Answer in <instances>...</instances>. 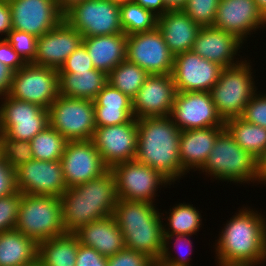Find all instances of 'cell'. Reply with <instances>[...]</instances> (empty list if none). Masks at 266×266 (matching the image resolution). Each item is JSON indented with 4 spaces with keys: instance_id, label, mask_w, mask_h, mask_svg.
Instances as JSON below:
<instances>
[{
    "instance_id": "cell-1",
    "label": "cell",
    "mask_w": 266,
    "mask_h": 266,
    "mask_svg": "<svg viewBox=\"0 0 266 266\" xmlns=\"http://www.w3.org/2000/svg\"><path fill=\"white\" fill-rule=\"evenodd\" d=\"M235 214L218 236L215 261L220 265H262L266 262V217L244 206Z\"/></svg>"
},
{
    "instance_id": "cell-2",
    "label": "cell",
    "mask_w": 266,
    "mask_h": 266,
    "mask_svg": "<svg viewBox=\"0 0 266 266\" xmlns=\"http://www.w3.org/2000/svg\"><path fill=\"white\" fill-rule=\"evenodd\" d=\"M137 127L136 161L158 171L171 184L187 174L179 158L181 130L170 116L141 118Z\"/></svg>"
},
{
    "instance_id": "cell-3",
    "label": "cell",
    "mask_w": 266,
    "mask_h": 266,
    "mask_svg": "<svg viewBox=\"0 0 266 266\" xmlns=\"http://www.w3.org/2000/svg\"><path fill=\"white\" fill-rule=\"evenodd\" d=\"M118 200L115 176L110 169L99 178L67 188L60 197L66 233L111 216Z\"/></svg>"
},
{
    "instance_id": "cell-4",
    "label": "cell",
    "mask_w": 266,
    "mask_h": 266,
    "mask_svg": "<svg viewBox=\"0 0 266 266\" xmlns=\"http://www.w3.org/2000/svg\"><path fill=\"white\" fill-rule=\"evenodd\" d=\"M163 214L153 203L119 199L112 216L127 249L159 261L164 247Z\"/></svg>"
},
{
    "instance_id": "cell-5",
    "label": "cell",
    "mask_w": 266,
    "mask_h": 266,
    "mask_svg": "<svg viewBox=\"0 0 266 266\" xmlns=\"http://www.w3.org/2000/svg\"><path fill=\"white\" fill-rule=\"evenodd\" d=\"M202 170V171H201ZM211 179L230 183H257L258 160L232 138L224 129L215 141L207 161L199 170Z\"/></svg>"
},
{
    "instance_id": "cell-6",
    "label": "cell",
    "mask_w": 266,
    "mask_h": 266,
    "mask_svg": "<svg viewBox=\"0 0 266 266\" xmlns=\"http://www.w3.org/2000/svg\"><path fill=\"white\" fill-rule=\"evenodd\" d=\"M15 230L37 244L64 235L60 197L22 194Z\"/></svg>"
},
{
    "instance_id": "cell-7",
    "label": "cell",
    "mask_w": 266,
    "mask_h": 266,
    "mask_svg": "<svg viewBox=\"0 0 266 266\" xmlns=\"http://www.w3.org/2000/svg\"><path fill=\"white\" fill-rule=\"evenodd\" d=\"M249 61L244 58L238 65L223 68L218 82L210 91L216 110L224 122L241 117L258 90Z\"/></svg>"
},
{
    "instance_id": "cell-8",
    "label": "cell",
    "mask_w": 266,
    "mask_h": 266,
    "mask_svg": "<svg viewBox=\"0 0 266 266\" xmlns=\"http://www.w3.org/2000/svg\"><path fill=\"white\" fill-rule=\"evenodd\" d=\"M48 119L49 126L67 141L92 140L97 127L90 99L59 95L48 108Z\"/></svg>"
},
{
    "instance_id": "cell-9",
    "label": "cell",
    "mask_w": 266,
    "mask_h": 266,
    "mask_svg": "<svg viewBox=\"0 0 266 266\" xmlns=\"http://www.w3.org/2000/svg\"><path fill=\"white\" fill-rule=\"evenodd\" d=\"M63 19L82 37L123 33L120 5L108 0H84L64 12Z\"/></svg>"
},
{
    "instance_id": "cell-10",
    "label": "cell",
    "mask_w": 266,
    "mask_h": 266,
    "mask_svg": "<svg viewBox=\"0 0 266 266\" xmlns=\"http://www.w3.org/2000/svg\"><path fill=\"white\" fill-rule=\"evenodd\" d=\"M8 95L48 109L59 96L58 70L27 63L13 72Z\"/></svg>"
},
{
    "instance_id": "cell-11",
    "label": "cell",
    "mask_w": 266,
    "mask_h": 266,
    "mask_svg": "<svg viewBox=\"0 0 266 266\" xmlns=\"http://www.w3.org/2000/svg\"><path fill=\"white\" fill-rule=\"evenodd\" d=\"M110 170L115 176L118 198L122 200L154 203L158 188L172 185L158 171L136 160L115 164Z\"/></svg>"
},
{
    "instance_id": "cell-12",
    "label": "cell",
    "mask_w": 266,
    "mask_h": 266,
    "mask_svg": "<svg viewBox=\"0 0 266 266\" xmlns=\"http://www.w3.org/2000/svg\"><path fill=\"white\" fill-rule=\"evenodd\" d=\"M0 99V133L10 139L30 141L49 125L48 109L8 94Z\"/></svg>"
},
{
    "instance_id": "cell-13",
    "label": "cell",
    "mask_w": 266,
    "mask_h": 266,
    "mask_svg": "<svg viewBox=\"0 0 266 266\" xmlns=\"http://www.w3.org/2000/svg\"><path fill=\"white\" fill-rule=\"evenodd\" d=\"M126 59L144 69L149 75L172 74L174 55L157 28L128 35Z\"/></svg>"
},
{
    "instance_id": "cell-14",
    "label": "cell",
    "mask_w": 266,
    "mask_h": 266,
    "mask_svg": "<svg viewBox=\"0 0 266 266\" xmlns=\"http://www.w3.org/2000/svg\"><path fill=\"white\" fill-rule=\"evenodd\" d=\"M138 119L104 127H96L92 141L104 164L111 169L115 164L135 160L138 143Z\"/></svg>"
},
{
    "instance_id": "cell-15",
    "label": "cell",
    "mask_w": 266,
    "mask_h": 266,
    "mask_svg": "<svg viewBox=\"0 0 266 266\" xmlns=\"http://www.w3.org/2000/svg\"><path fill=\"white\" fill-rule=\"evenodd\" d=\"M60 162L67 188L99 178L109 170L92 140L67 141Z\"/></svg>"
},
{
    "instance_id": "cell-16",
    "label": "cell",
    "mask_w": 266,
    "mask_h": 266,
    "mask_svg": "<svg viewBox=\"0 0 266 266\" xmlns=\"http://www.w3.org/2000/svg\"><path fill=\"white\" fill-rule=\"evenodd\" d=\"M15 178L21 194L61 197L67 189L60 160L32 159L15 169Z\"/></svg>"
},
{
    "instance_id": "cell-17",
    "label": "cell",
    "mask_w": 266,
    "mask_h": 266,
    "mask_svg": "<svg viewBox=\"0 0 266 266\" xmlns=\"http://www.w3.org/2000/svg\"><path fill=\"white\" fill-rule=\"evenodd\" d=\"M223 67L192 50L174 56L172 77L177 92H210Z\"/></svg>"
},
{
    "instance_id": "cell-18",
    "label": "cell",
    "mask_w": 266,
    "mask_h": 266,
    "mask_svg": "<svg viewBox=\"0 0 266 266\" xmlns=\"http://www.w3.org/2000/svg\"><path fill=\"white\" fill-rule=\"evenodd\" d=\"M170 118L182 130L224 126L210 92H177Z\"/></svg>"
},
{
    "instance_id": "cell-19",
    "label": "cell",
    "mask_w": 266,
    "mask_h": 266,
    "mask_svg": "<svg viewBox=\"0 0 266 266\" xmlns=\"http://www.w3.org/2000/svg\"><path fill=\"white\" fill-rule=\"evenodd\" d=\"M13 29L37 38L57 26L64 13L56 0H8Z\"/></svg>"
},
{
    "instance_id": "cell-20",
    "label": "cell",
    "mask_w": 266,
    "mask_h": 266,
    "mask_svg": "<svg viewBox=\"0 0 266 266\" xmlns=\"http://www.w3.org/2000/svg\"><path fill=\"white\" fill-rule=\"evenodd\" d=\"M176 93L171 74L149 75L132 99L134 118L170 116Z\"/></svg>"
},
{
    "instance_id": "cell-21",
    "label": "cell",
    "mask_w": 266,
    "mask_h": 266,
    "mask_svg": "<svg viewBox=\"0 0 266 266\" xmlns=\"http://www.w3.org/2000/svg\"><path fill=\"white\" fill-rule=\"evenodd\" d=\"M266 18L254 0H220L213 27L230 32L242 42L266 26Z\"/></svg>"
},
{
    "instance_id": "cell-22",
    "label": "cell",
    "mask_w": 266,
    "mask_h": 266,
    "mask_svg": "<svg viewBox=\"0 0 266 266\" xmlns=\"http://www.w3.org/2000/svg\"><path fill=\"white\" fill-rule=\"evenodd\" d=\"M82 40V34L63 19L37 38L36 57L32 63L59 70L68 56L82 44Z\"/></svg>"
},
{
    "instance_id": "cell-23",
    "label": "cell",
    "mask_w": 266,
    "mask_h": 266,
    "mask_svg": "<svg viewBox=\"0 0 266 266\" xmlns=\"http://www.w3.org/2000/svg\"><path fill=\"white\" fill-rule=\"evenodd\" d=\"M237 36L213 26L201 27L193 43L192 51L202 58L214 62L223 68L238 65L243 58H235L242 49ZM236 59V60H235ZM238 59V60H237Z\"/></svg>"
},
{
    "instance_id": "cell-24",
    "label": "cell",
    "mask_w": 266,
    "mask_h": 266,
    "mask_svg": "<svg viewBox=\"0 0 266 266\" xmlns=\"http://www.w3.org/2000/svg\"><path fill=\"white\" fill-rule=\"evenodd\" d=\"M224 126L182 130L179 139V158L182 169L189 173L199 171L214 147Z\"/></svg>"
},
{
    "instance_id": "cell-25",
    "label": "cell",
    "mask_w": 266,
    "mask_h": 266,
    "mask_svg": "<svg viewBox=\"0 0 266 266\" xmlns=\"http://www.w3.org/2000/svg\"><path fill=\"white\" fill-rule=\"evenodd\" d=\"M74 234L80 244L94 248L106 258L126 248L124 236L112 215L81 226Z\"/></svg>"
},
{
    "instance_id": "cell-26",
    "label": "cell",
    "mask_w": 266,
    "mask_h": 266,
    "mask_svg": "<svg viewBox=\"0 0 266 266\" xmlns=\"http://www.w3.org/2000/svg\"><path fill=\"white\" fill-rule=\"evenodd\" d=\"M200 28L183 10H169L157 21V29L174 56L192 50Z\"/></svg>"
},
{
    "instance_id": "cell-27",
    "label": "cell",
    "mask_w": 266,
    "mask_h": 266,
    "mask_svg": "<svg viewBox=\"0 0 266 266\" xmlns=\"http://www.w3.org/2000/svg\"><path fill=\"white\" fill-rule=\"evenodd\" d=\"M97 127L130 122L134 118L132 99L107 83L93 100Z\"/></svg>"
},
{
    "instance_id": "cell-28",
    "label": "cell",
    "mask_w": 266,
    "mask_h": 266,
    "mask_svg": "<svg viewBox=\"0 0 266 266\" xmlns=\"http://www.w3.org/2000/svg\"><path fill=\"white\" fill-rule=\"evenodd\" d=\"M82 43L93 67L107 74L126 59L127 36L124 33L83 37Z\"/></svg>"
},
{
    "instance_id": "cell-29",
    "label": "cell",
    "mask_w": 266,
    "mask_h": 266,
    "mask_svg": "<svg viewBox=\"0 0 266 266\" xmlns=\"http://www.w3.org/2000/svg\"><path fill=\"white\" fill-rule=\"evenodd\" d=\"M38 263V244L17 230L0 233V266Z\"/></svg>"
},
{
    "instance_id": "cell-30",
    "label": "cell",
    "mask_w": 266,
    "mask_h": 266,
    "mask_svg": "<svg viewBox=\"0 0 266 266\" xmlns=\"http://www.w3.org/2000/svg\"><path fill=\"white\" fill-rule=\"evenodd\" d=\"M107 83L108 74L98 69L59 73V95L94 100Z\"/></svg>"
},
{
    "instance_id": "cell-31",
    "label": "cell",
    "mask_w": 266,
    "mask_h": 266,
    "mask_svg": "<svg viewBox=\"0 0 266 266\" xmlns=\"http://www.w3.org/2000/svg\"><path fill=\"white\" fill-rule=\"evenodd\" d=\"M79 240L74 233L53 237L38 244L40 266H75Z\"/></svg>"
},
{
    "instance_id": "cell-32",
    "label": "cell",
    "mask_w": 266,
    "mask_h": 266,
    "mask_svg": "<svg viewBox=\"0 0 266 266\" xmlns=\"http://www.w3.org/2000/svg\"><path fill=\"white\" fill-rule=\"evenodd\" d=\"M224 128L242 149L257 160L266 153V128L248 123L241 117L225 121Z\"/></svg>"
},
{
    "instance_id": "cell-33",
    "label": "cell",
    "mask_w": 266,
    "mask_h": 266,
    "mask_svg": "<svg viewBox=\"0 0 266 266\" xmlns=\"http://www.w3.org/2000/svg\"><path fill=\"white\" fill-rule=\"evenodd\" d=\"M167 213V226L163 225L164 235H196L202 225L201 213L193 204L178 203Z\"/></svg>"
},
{
    "instance_id": "cell-34",
    "label": "cell",
    "mask_w": 266,
    "mask_h": 266,
    "mask_svg": "<svg viewBox=\"0 0 266 266\" xmlns=\"http://www.w3.org/2000/svg\"><path fill=\"white\" fill-rule=\"evenodd\" d=\"M148 76L144 69L125 59L108 73V83L133 99Z\"/></svg>"
},
{
    "instance_id": "cell-35",
    "label": "cell",
    "mask_w": 266,
    "mask_h": 266,
    "mask_svg": "<svg viewBox=\"0 0 266 266\" xmlns=\"http://www.w3.org/2000/svg\"><path fill=\"white\" fill-rule=\"evenodd\" d=\"M157 21L158 16L134 1L120 5V22L126 36L155 30Z\"/></svg>"
},
{
    "instance_id": "cell-36",
    "label": "cell",
    "mask_w": 266,
    "mask_h": 266,
    "mask_svg": "<svg viewBox=\"0 0 266 266\" xmlns=\"http://www.w3.org/2000/svg\"><path fill=\"white\" fill-rule=\"evenodd\" d=\"M33 159L58 161L61 159L67 140L51 126L35 135L31 140Z\"/></svg>"
},
{
    "instance_id": "cell-37",
    "label": "cell",
    "mask_w": 266,
    "mask_h": 266,
    "mask_svg": "<svg viewBox=\"0 0 266 266\" xmlns=\"http://www.w3.org/2000/svg\"><path fill=\"white\" fill-rule=\"evenodd\" d=\"M190 237L192 235H164V247L159 261L167 266H192L190 264V260H192L190 254H192L193 242ZM171 240L175 241L173 250L177 249V256L170 251L171 246L169 244L172 243ZM184 247L187 248V251H183ZM179 248L182 250H179Z\"/></svg>"
},
{
    "instance_id": "cell-38",
    "label": "cell",
    "mask_w": 266,
    "mask_h": 266,
    "mask_svg": "<svg viewBox=\"0 0 266 266\" xmlns=\"http://www.w3.org/2000/svg\"><path fill=\"white\" fill-rule=\"evenodd\" d=\"M0 157L15 170L33 159L30 141L10 139L0 133Z\"/></svg>"
},
{
    "instance_id": "cell-39",
    "label": "cell",
    "mask_w": 266,
    "mask_h": 266,
    "mask_svg": "<svg viewBox=\"0 0 266 266\" xmlns=\"http://www.w3.org/2000/svg\"><path fill=\"white\" fill-rule=\"evenodd\" d=\"M220 0H187L182 9L200 27L213 26Z\"/></svg>"
},
{
    "instance_id": "cell-40",
    "label": "cell",
    "mask_w": 266,
    "mask_h": 266,
    "mask_svg": "<svg viewBox=\"0 0 266 266\" xmlns=\"http://www.w3.org/2000/svg\"><path fill=\"white\" fill-rule=\"evenodd\" d=\"M26 63L36 57L37 37L27 32L12 29L5 38Z\"/></svg>"
},
{
    "instance_id": "cell-41",
    "label": "cell",
    "mask_w": 266,
    "mask_h": 266,
    "mask_svg": "<svg viewBox=\"0 0 266 266\" xmlns=\"http://www.w3.org/2000/svg\"><path fill=\"white\" fill-rule=\"evenodd\" d=\"M21 195L19 191H16L9 196L0 198V233L15 229Z\"/></svg>"
},
{
    "instance_id": "cell-42",
    "label": "cell",
    "mask_w": 266,
    "mask_h": 266,
    "mask_svg": "<svg viewBox=\"0 0 266 266\" xmlns=\"http://www.w3.org/2000/svg\"><path fill=\"white\" fill-rule=\"evenodd\" d=\"M94 69L90 55L82 43L68 56L58 73L87 72Z\"/></svg>"
},
{
    "instance_id": "cell-43",
    "label": "cell",
    "mask_w": 266,
    "mask_h": 266,
    "mask_svg": "<svg viewBox=\"0 0 266 266\" xmlns=\"http://www.w3.org/2000/svg\"><path fill=\"white\" fill-rule=\"evenodd\" d=\"M258 92L254 94L246 105L241 118L248 123L266 128V94Z\"/></svg>"
},
{
    "instance_id": "cell-44",
    "label": "cell",
    "mask_w": 266,
    "mask_h": 266,
    "mask_svg": "<svg viewBox=\"0 0 266 266\" xmlns=\"http://www.w3.org/2000/svg\"><path fill=\"white\" fill-rule=\"evenodd\" d=\"M153 262L147 255L127 248L107 258V266H152Z\"/></svg>"
},
{
    "instance_id": "cell-45",
    "label": "cell",
    "mask_w": 266,
    "mask_h": 266,
    "mask_svg": "<svg viewBox=\"0 0 266 266\" xmlns=\"http://www.w3.org/2000/svg\"><path fill=\"white\" fill-rule=\"evenodd\" d=\"M0 62L13 72L27 64L5 38H0Z\"/></svg>"
},
{
    "instance_id": "cell-46",
    "label": "cell",
    "mask_w": 266,
    "mask_h": 266,
    "mask_svg": "<svg viewBox=\"0 0 266 266\" xmlns=\"http://www.w3.org/2000/svg\"><path fill=\"white\" fill-rule=\"evenodd\" d=\"M15 170L0 157V198L16 192Z\"/></svg>"
},
{
    "instance_id": "cell-47",
    "label": "cell",
    "mask_w": 266,
    "mask_h": 266,
    "mask_svg": "<svg viewBox=\"0 0 266 266\" xmlns=\"http://www.w3.org/2000/svg\"><path fill=\"white\" fill-rule=\"evenodd\" d=\"M75 266H107V258L94 248L79 244Z\"/></svg>"
},
{
    "instance_id": "cell-48",
    "label": "cell",
    "mask_w": 266,
    "mask_h": 266,
    "mask_svg": "<svg viewBox=\"0 0 266 266\" xmlns=\"http://www.w3.org/2000/svg\"><path fill=\"white\" fill-rule=\"evenodd\" d=\"M13 29L11 9L8 0H0V34L6 38L9 32Z\"/></svg>"
},
{
    "instance_id": "cell-49",
    "label": "cell",
    "mask_w": 266,
    "mask_h": 266,
    "mask_svg": "<svg viewBox=\"0 0 266 266\" xmlns=\"http://www.w3.org/2000/svg\"><path fill=\"white\" fill-rule=\"evenodd\" d=\"M13 71L0 62V98L9 93Z\"/></svg>"
},
{
    "instance_id": "cell-50",
    "label": "cell",
    "mask_w": 266,
    "mask_h": 266,
    "mask_svg": "<svg viewBox=\"0 0 266 266\" xmlns=\"http://www.w3.org/2000/svg\"><path fill=\"white\" fill-rule=\"evenodd\" d=\"M135 3L141 5L143 8L153 12L156 16L164 15L169 11L163 0H133Z\"/></svg>"
},
{
    "instance_id": "cell-51",
    "label": "cell",
    "mask_w": 266,
    "mask_h": 266,
    "mask_svg": "<svg viewBox=\"0 0 266 266\" xmlns=\"http://www.w3.org/2000/svg\"><path fill=\"white\" fill-rule=\"evenodd\" d=\"M257 182H259V184H266V153L258 160Z\"/></svg>"
},
{
    "instance_id": "cell-52",
    "label": "cell",
    "mask_w": 266,
    "mask_h": 266,
    "mask_svg": "<svg viewBox=\"0 0 266 266\" xmlns=\"http://www.w3.org/2000/svg\"><path fill=\"white\" fill-rule=\"evenodd\" d=\"M168 10H182L187 0H163Z\"/></svg>"
},
{
    "instance_id": "cell-53",
    "label": "cell",
    "mask_w": 266,
    "mask_h": 266,
    "mask_svg": "<svg viewBox=\"0 0 266 266\" xmlns=\"http://www.w3.org/2000/svg\"><path fill=\"white\" fill-rule=\"evenodd\" d=\"M84 0H56L58 7L64 13L67 9L78 2H82Z\"/></svg>"
},
{
    "instance_id": "cell-54",
    "label": "cell",
    "mask_w": 266,
    "mask_h": 266,
    "mask_svg": "<svg viewBox=\"0 0 266 266\" xmlns=\"http://www.w3.org/2000/svg\"><path fill=\"white\" fill-rule=\"evenodd\" d=\"M258 10L263 14L266 18V0H254Z\"/></svg>"
},
{
    "instance_id": "cell-55",
    "label": "cell",
    "mask_w": 266,
    "mask_h": 266,
    "mask_svg": "<svg viewBox=\"0 0 266 266\" xmlns=\"http://www.w3.org/2000/svg\"><path fill=\"white\" fill-rule=\"evenodd\" d=\"M108 1L116 3L118 5H121V4H124V3H127V2H131L133 0H108Z\"/></svg>"
},
{
    "instance_id": "cell-56",
    "label": "cell",
    "mask_w": 266,
    "mask_h": 266,
    "mask_svg": "<svg viewBox=\"0 0 266 266\" xmlns=\"http://www.w3.org/2000/svg\"><path fill=\"white\" fill-rule=\"evenodd\" d=\"M152 266H167V265L163 264L160 261H154L153 264H152Z\"/></svg>"
},
{
    "instance_id": "cell-57",
    "label": "cell",
    "mask_w": 266,
    "mask_h": 266,
    "mask_svg": "<svg viewBox=\"0 0 266 266\" xmlns=\"http://www.w3.org/2000/svg\"><path fill=\"white\" fill-rule=\"evenodd\" d=\"M38 263H35L34 265H23V266H37Z\"/></svg>"
},
{
    "instance_id": "cell-58",
    "label": "cell",
    "mask_w": 266,
    "mask_h": 266,
    "mask_svg": "<svg viewBox=\"0 0 266 266\" xmlns=\"http://www.w3.org/2000/svg\"><path fill=\"white\" fill-rule=\"evenodd\" d=\"M236 266V265H220V264H217V266Z\"/></svg>"
}]
</instances>
